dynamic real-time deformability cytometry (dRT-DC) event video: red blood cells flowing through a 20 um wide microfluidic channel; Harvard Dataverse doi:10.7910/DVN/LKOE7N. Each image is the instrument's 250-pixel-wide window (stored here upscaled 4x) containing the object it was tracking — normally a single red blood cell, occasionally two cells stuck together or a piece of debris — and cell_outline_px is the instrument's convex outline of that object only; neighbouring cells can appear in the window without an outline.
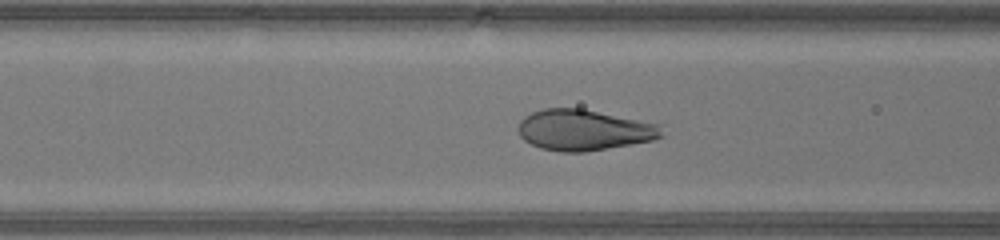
{"species": "human", "species_latin": "Homo sapiens", "temperature_condition": "warm", "stored_images_in_passage": 46, "camera_frame_rate_fps": 3000, "um_per_image_px": 0.085, "donor": {"sex": "male"}, "frame": {"image": 1, "passage_image": 17, "time_ms": 5.333, "image_size_px": [1000, 240], "cell_outline_px": [[664, 136], [652, 140], [632, 144], [584, 152], [560, 152], [540, 148], [524, 140], [520, 136], [516, 128], [520, 120], [524, 116], [532, 112], [544, 108], [580, 108], [660, 124]], "centroid_in_image_um": [49.6, 11.05], "position_along_channel_um": 117.0, "area_um2": 34.28}}
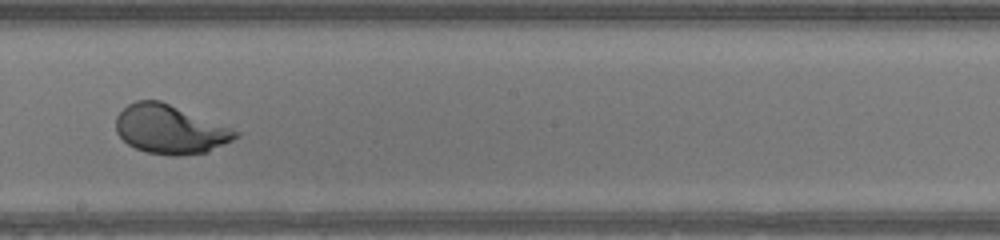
{"frame": {"image": 2, "passage_image": 25, "time_ms": 8.0, "image_size_px": [1000, 240], "cell_outline_px": [[240, 136], [208, 152], [176, 156], [172, 156], [148, 152], [136, 148], [128, 144], [116, 132], [116, 116], [128, 104], [136, 100], [160, 100], [240, 132]], "centroid_in_image_um": [14.43, 11.0], "position_along_channel_um": 233.8, "area_um2": 33.7}}
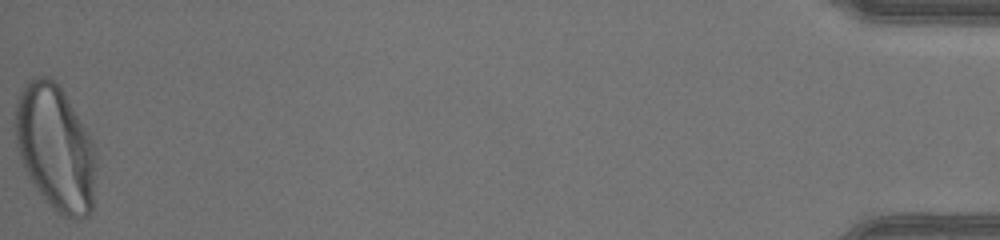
{"frame": {"image": 3, "passage_image": 46, "time_ms": 15.0, "image_size_px": [1000, 240], "cell_outline_px": [[96, 168], [92, 208], [88, 216], [76, 220], [64, 216], [52, 208], [44, 200], [32, 184], [24, 168], [20, 156], [16, 140], [16, 104], [20, 92], [24, 84], [32, 76], [48, 76], [64, 92], [92, 140], [96, 160]], "centroid_in_image_um": [4.71, 12.59], "position_along_channel_um": 430.5, "area_um2": 59.01}, "authors_computed_cell_mechanics": {"area_um2": 35.0268, "velocity_mm_per_s": 4.3897, "shape_relaxation_time_tau1_ms": 2.1846, "shape_relaxation_time_tau2_ms": null, "deformation_change_tau1": 0.195, "deformation_change_tau2": null}}